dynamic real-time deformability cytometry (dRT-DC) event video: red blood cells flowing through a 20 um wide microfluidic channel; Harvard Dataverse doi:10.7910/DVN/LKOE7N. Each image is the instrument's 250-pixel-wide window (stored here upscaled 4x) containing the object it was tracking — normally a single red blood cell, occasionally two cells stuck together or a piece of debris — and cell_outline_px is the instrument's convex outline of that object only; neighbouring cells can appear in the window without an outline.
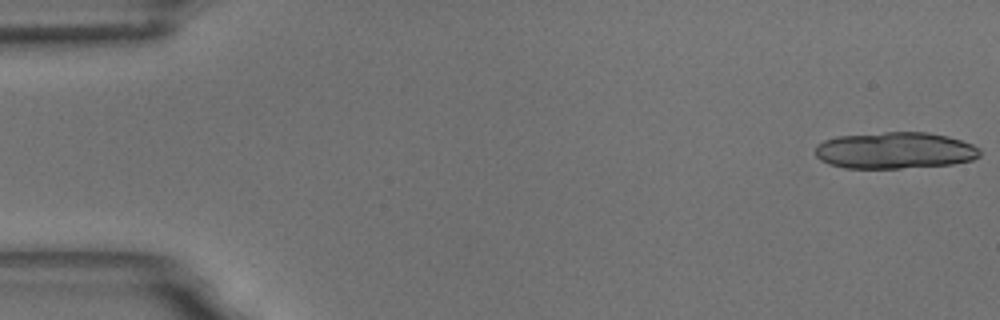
{"species": "common noctule bat (a hibernating species)", "species_latin": "Nyctalus noctula", "temperature_condition": "room temperature", "stored_images_in_passage": 16, "camera_frame_rate_fps": 3000, "um_per_image_px": 0.085, "animal": {"sex": "male", "body_mass_g": 18.8}, "frame": {"image": 1, "passage_image": 1, "time_ms": 0.0, "image_size_px": [1000, 320], "cell_outline_px": [[980, 156], [972, 160], [952, 164], [900, 168], [844, 168], [828, 164], [820, 160], [816, 156], [816, 144], [824, 140], [836, 136], [884, 132], [928, 132], [948, 136], [972, 144], [980, 148]], "centroid_in_image_um": [76.05, 12.78], "position_along_channel_um": 9.0, "area_um2": 35.32}}